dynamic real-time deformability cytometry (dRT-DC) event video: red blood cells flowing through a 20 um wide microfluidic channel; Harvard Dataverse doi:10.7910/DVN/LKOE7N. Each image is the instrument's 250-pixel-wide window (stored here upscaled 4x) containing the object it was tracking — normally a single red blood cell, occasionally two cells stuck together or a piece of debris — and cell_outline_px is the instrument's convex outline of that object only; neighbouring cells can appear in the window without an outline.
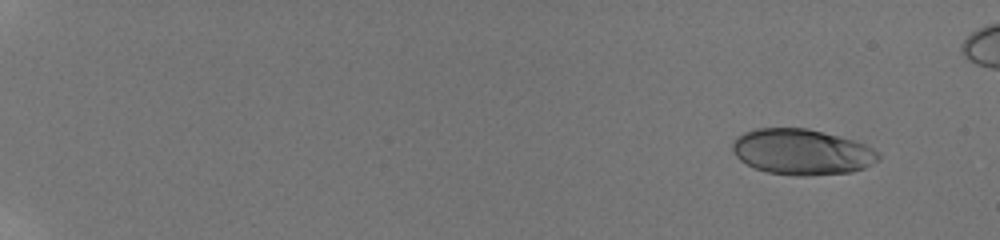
{"species": "human", "species_latin": "Homo sapiens", "temperature_condition": "room temperature", "stored_images_in_passage": 17, "camera_frame_rate_fps": 3000, "um_per_image_px": 0.085, "donor": {"sex": "male"}, "frame": {"image": 1, "passage_image": 1, "time_ms": 0.0, "image_size_px": [1000, 240], "cell_outline_px": [[880, 160], [864, 168], [852, 172], [808, 176], [800, 176], [768, 172], [756, 168], [740, 160], [732, 152], [732, 140], [736, 136], [744, 132], [756, 128], [808, 128], [840, 136], [864, 144], [880, 152]], "centroid_in_image_um": [68.16, 12.91], "position_along_channel_um": 16.8, "area_um2": 39.13}}
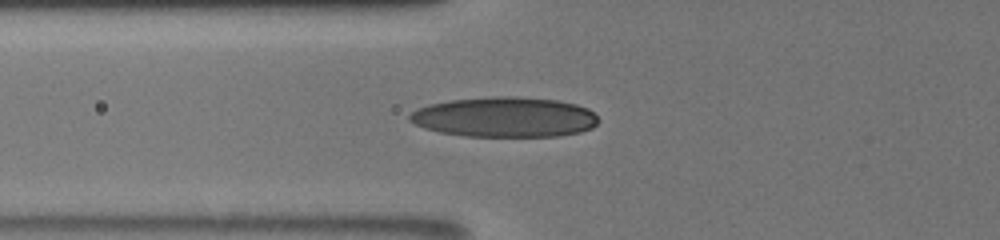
{"frame": {"image": 2, "passage_image": 15, "time_ms": 6.667, "image_size_px": [1000, 240], "cell_outline_px": [[600, 120], [592, 128], [580, 132], [560, 136], [464, 136], [440, 132], [424, 128], [408, 120], [408, 116], [416, 108], [428, 104], [448, 100], [492, 96], [516, 96], [556, 100], [576, 104], [588, 108]], "centroid_in_image_um": [42.88, 9.94], "position_along_channel_um": 82.9, "area_um2": 44.39}}
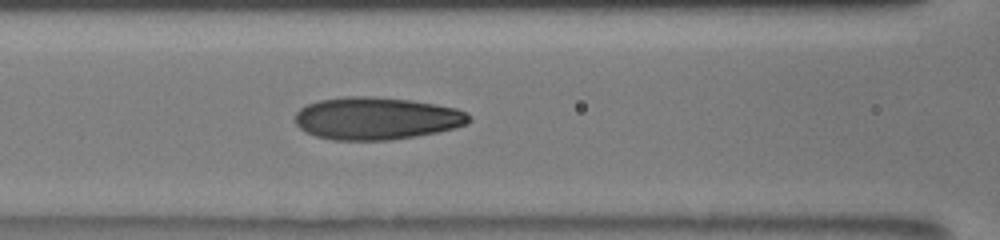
{"frame": {"image": 3, "passage_image": 17, "time_ms": 8.0, "image_size_px": [1000, 240], "cell_outline_px": [[472, 120], [468, 124], [456, 128], [416, 136], [392, 140], [332, 140], [316, 136], [304, 132], [296, 124], [296, 112], [300, 108], [308, 104], [320, 100], [348, 96], [372, 96], [412, 100], [436, 104], [456, 108], [468, 112], [472, 116]], "centroid_in_image_um": [32.04, 10.06], "position_along_channel_um": 134.6, "area_um2": 43.41}}